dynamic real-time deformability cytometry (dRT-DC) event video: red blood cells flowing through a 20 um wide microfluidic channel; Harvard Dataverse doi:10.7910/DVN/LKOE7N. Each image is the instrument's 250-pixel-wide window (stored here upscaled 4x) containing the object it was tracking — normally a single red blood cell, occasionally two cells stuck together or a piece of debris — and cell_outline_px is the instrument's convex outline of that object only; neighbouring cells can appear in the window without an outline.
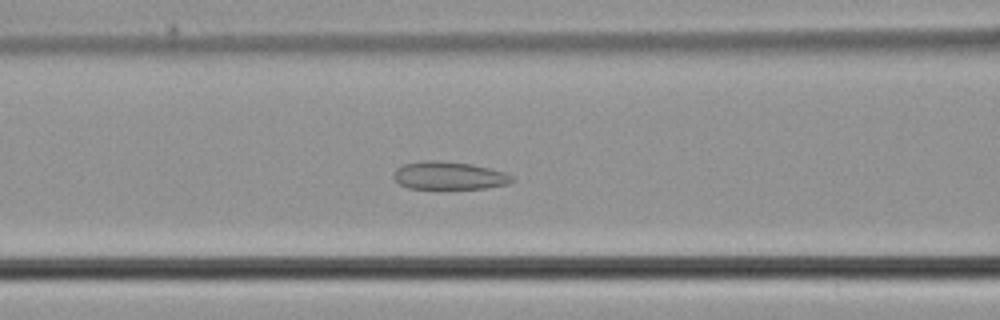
{"species": "common noctule bat (a hibernating species)", "species_latin": "Nyctalus noctula", "temperature_condition": "cold", "stored_images_in_passage": 34, "camera_frame_rate_fps": 3000, "um_per_image_px": 0.085, "animal": {"sex": "male", "body_mass_g": 21.5, "forearm_length_mm": 52.0}, "frame": {"image": 1, "passage_image": 10, "time_ms": 3.0, "image_size_px": [1000, 320], "cell_outline_px": [[516, 180], [508, 184], [484, 188], [408, 188], [400, 184], [392, 176], [396, 168], [404, 164], [428, 160], [436, 160], [472, 164], [504, 172], [512, 176]], "centroid_in_image_um": [38.17, 14.92], "position_along_channel_um": 128.4, "area_um2": 19.07}}
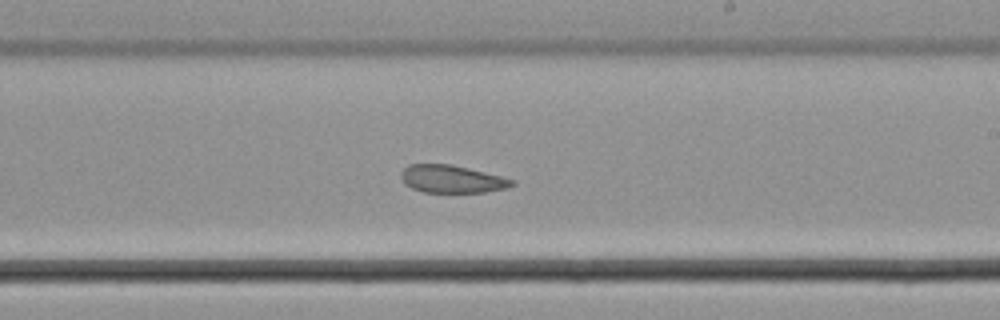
{"frame": {"image": 2, "passage_image": 19, "time_ms": 6.0, "image_size_px": [1000, 320], "cell_outline_px": [[516, 184], [508, 188], [484, 192], [424, 192], [412, 188], [404, 184], [400, 176], [400, 172], [408, 164], [452, 164], [516, 180]], "centroid_in_image_um": [38.4, 15.21], "position_along_channel_um": 250.6, "area_um2": 17.98}}
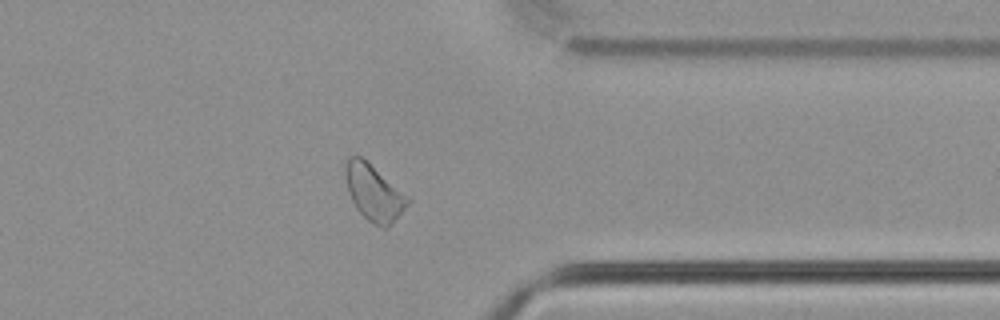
{"frame": {"image": 3, "passage_image": 29, "time_ms": 9.333, "image_size_px": [1000, 320], "cell_outline_px": [[412, 200], [384, 228], [372, 224], [356, 208], [348, 192], [344, 172], [344, 164], [348, 156], [360, 156], [412, 196]], "centroid_in_image_um": [31.78, 16.32], "position_along_channel_um": 379.6, "area_um2": 20.4}}